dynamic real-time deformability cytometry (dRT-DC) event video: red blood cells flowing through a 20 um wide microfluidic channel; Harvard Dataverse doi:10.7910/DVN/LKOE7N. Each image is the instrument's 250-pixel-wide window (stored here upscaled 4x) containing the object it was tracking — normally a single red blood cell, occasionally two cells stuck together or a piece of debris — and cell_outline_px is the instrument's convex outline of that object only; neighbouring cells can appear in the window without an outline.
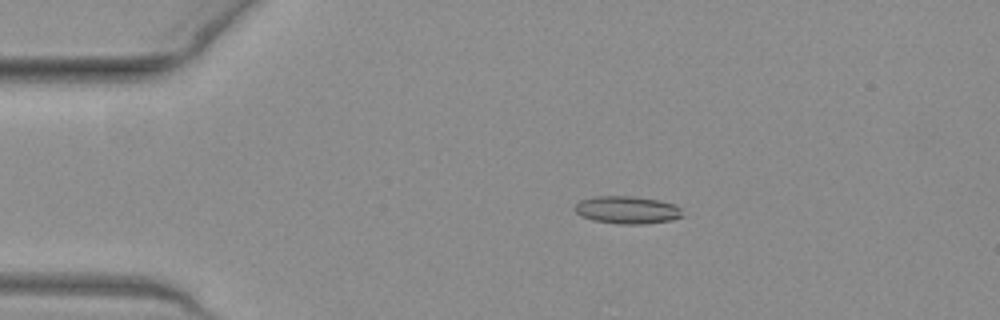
{"species": "common noctule bat (a hibernating species)", "species_latin": "Nyctalus noctula", "temperature_condition": "warm", "stored_images_in_passage": 27, "camera_frame_rate_fps": 3000, "um_per_image_px": 0.085, "animal": {"sex": "female", "body_mass_g": 19.3, "forearm_length_mm": 54.1}, "frame": {"image": 1, "passage_image": 10, "time_ms": 3.0, "image_size_px": [1000, 320], "cell_outline_px": [[684, 216], [672, 220], [644, 224], [620, 224], [592, 220], [580, 216], [572, 208], [580, 200], [592, 196], [632, 196], [660, 200], [676, 204], [680, 208]], "centroid_in_image_um": [53.3, 17.84], "position_along_channel_um": 31.7, "area_um2": 17.63}}
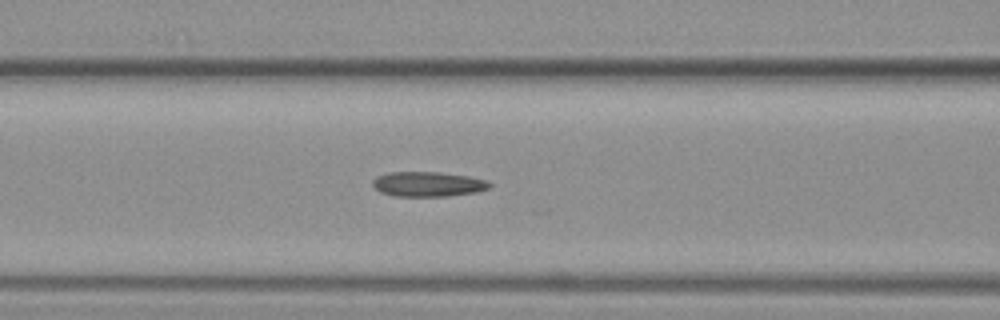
{"frame": {"image": 2, "passage_image": 21, "time_ms": 6.667, "image_size_px": [1000, 320], "cell_outline_px": [[492, 184], [488, 188], [476, 192], [448, 196], [396, 196], [380, 192], [372, 184], [372, 180], [376, 176], [388, 172], [440, 172], [468, 176], [488, 180]], "centroid_in_image_um": [36.37, 15.64], "position_along_channel_um": 130.2, "area_um2": 16.99}}
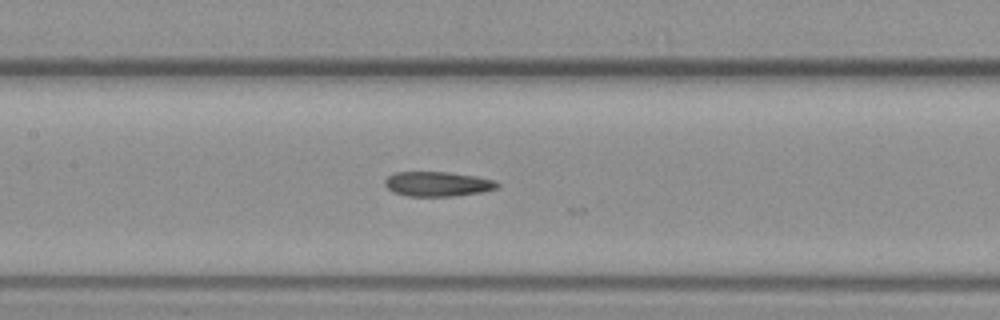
{"frame": {"image": 3, "passage_image": 24, "time_ms": 7.667, "image_size_px": [1000, 320], "cell_outline_px": [[500, 184], [496, 188], [484, 192], [452, 196], [408, 196], [392, 192], [384, 184], [384, 180], [388, 176], [396, 172], [448, 172], [476, 176], [496, 180]], "centroid_in_image_um": [37.2, 15.64], "position_along_channel_um": 170.2, "area_um2": 16.3}}